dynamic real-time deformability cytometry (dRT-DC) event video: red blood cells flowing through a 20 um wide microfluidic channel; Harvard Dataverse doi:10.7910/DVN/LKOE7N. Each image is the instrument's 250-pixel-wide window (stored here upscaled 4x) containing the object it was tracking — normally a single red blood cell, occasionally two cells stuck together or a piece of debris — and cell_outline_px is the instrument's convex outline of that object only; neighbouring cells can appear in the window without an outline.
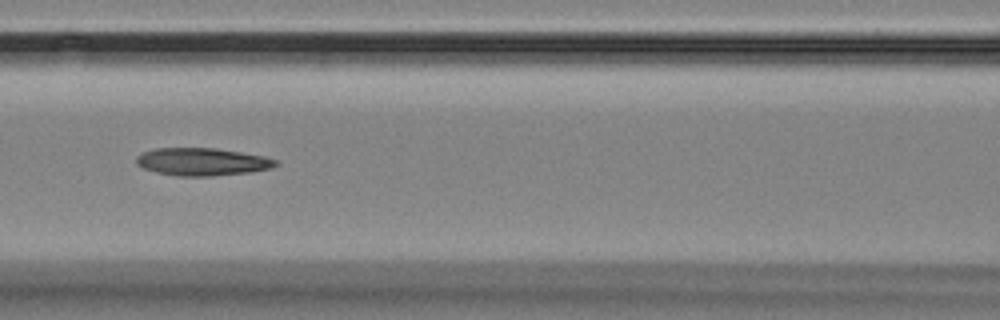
{"species": "Egyptian fruit bat (a non-hibernating species)", "species_latin": "Rousettus aegyptiacus", "temperature_condition": "room temperature", "stored_images_in_passage": 11, "camera_frame_rate_fps": 3000, "um_per_image_px": 0.085, "animal": {"sex": "female"}, "frame": {"image": 1, "passage_image": 7, "time_ms": 7.0, "image_size_px": [1000, 320], "cell_outline_px": [[280, 164], [272, 168], [252, 172], [212, 176], [176, 176], [156, 172], [144, 168], [136, 164], [136, 156], [144, 152], [156, 148], [216, 148], [264, 156], [276, 160]], "centroid_in_image_um": [17.21, 13.75], "position_along_channel_um": 149.4, "area_um2": 22.54}}
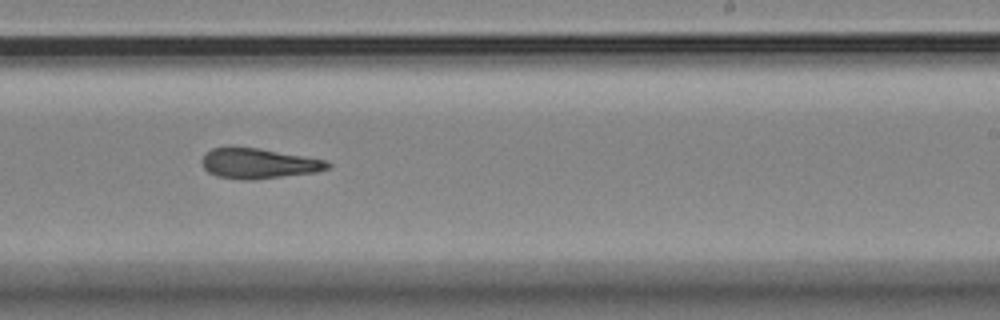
{"frame": {"image": 2, "passage_image": 10, "time_ms": 10.333, "image_size_px": [1000, 320], "cell_outline_px": [[332, 164], [328, 168], [316, 172], [252, 180], [240, 180], [216, 176], [208, 172], [204, 168], [200, 160], [212, 148], [256, 148], [324, 160]], "centroid_in_image_um": [21.94, 13.92], "position_along_channel_um": 267.1, "area_um2": 21.68}}
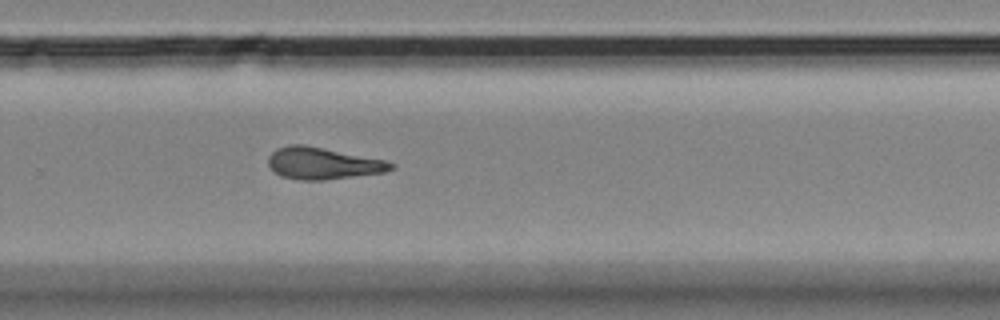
{"frame": {"image": 3, "passage_image": 11, "time_ms": 11.333, "image_size_px": [1000, 320], "cell_outline_px": [[396, 168], [384, 172], [324, 180], [300, 180], [280, 176], [268, 164], [268, 156], [276, 148], [288, 144], [304, 144], [384, 160], [396, 164]], "centroid_in_image_um": [27.42, 13.88], "position_along_channel_um": 302.4, "area_um2": 22.72}}